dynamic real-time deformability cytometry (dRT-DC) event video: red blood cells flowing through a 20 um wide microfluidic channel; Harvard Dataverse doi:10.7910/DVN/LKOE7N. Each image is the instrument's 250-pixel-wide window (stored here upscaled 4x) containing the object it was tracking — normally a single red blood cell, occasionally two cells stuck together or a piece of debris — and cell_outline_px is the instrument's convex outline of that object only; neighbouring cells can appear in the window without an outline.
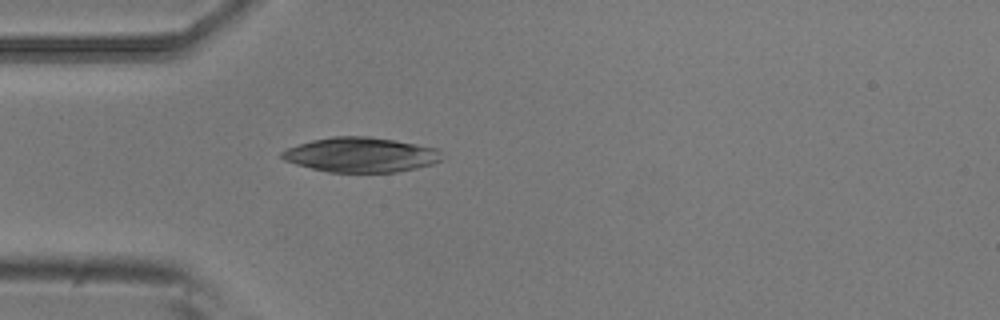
{"species": "common noctule bat (a hibernating species)", "species_latin": "Nyctalus noctula", "temperature_condition": "room temperature", "stored_images_in_passage": 1, "camera_frame_rate_fps": 3000, "um_per_image_px": 0.085, "animal": {"sex": "male", "body_mass_g": 20.5, "forearm_length_mm": 52.5}, "frame": {"image": 1, "passage_image": 1, "time_ms": 0.0, "image_size_px": [1000, 320], "cell_outline_px": [[444, 160], [432, 164], [416, 168], [396, 172], [328, 172], [296, 164], [284, 160], [280, 156], [280, 152], [288, 148], [312, 140], [332, 136], [368, 136], [440, 148]], "centroid_in_image_um": [30.71, 13.15], "position_along_channel_um": 54.3, "area_um2": 32.48}}